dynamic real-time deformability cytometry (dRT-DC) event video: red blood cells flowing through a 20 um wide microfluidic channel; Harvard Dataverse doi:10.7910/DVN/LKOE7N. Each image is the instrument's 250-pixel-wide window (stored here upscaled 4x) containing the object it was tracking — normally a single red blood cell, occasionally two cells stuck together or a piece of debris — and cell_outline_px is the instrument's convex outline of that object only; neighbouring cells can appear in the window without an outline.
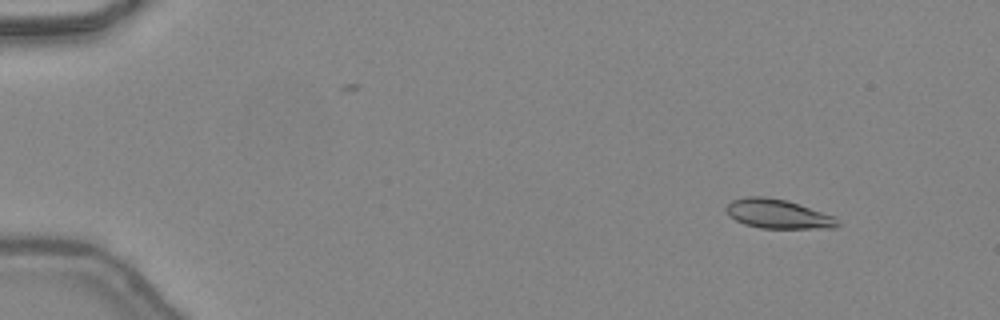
{"species": "common noctule bat (a hibernating species)", "species_latin": "Nyctalus noctula", "temperature_condition": "warm", "stored_images_in_passage": 36, "camera_frame_rate_fps": 3000, "um_per_image_px": 0.085, "animal": {"sex": "female", "body_mass_g": 24.6, "forearm_length_mm": 56.2}, "frame": {"image": 1, "passage_image": 2, "time_ms": 0.333, "image_size_px": [1000, 320], "cell_outline_px": [[840, 224], [836, 228], [760, 228], [744, 224], [728, 216], [724, 208], [732, 200], [748, 196], [764, 196], [784, 200], [836, 216]], "centroid_in_image_um": [66.11, 18.19], "position_along_channel_um": 18.9, "area_um2": 18.96}}
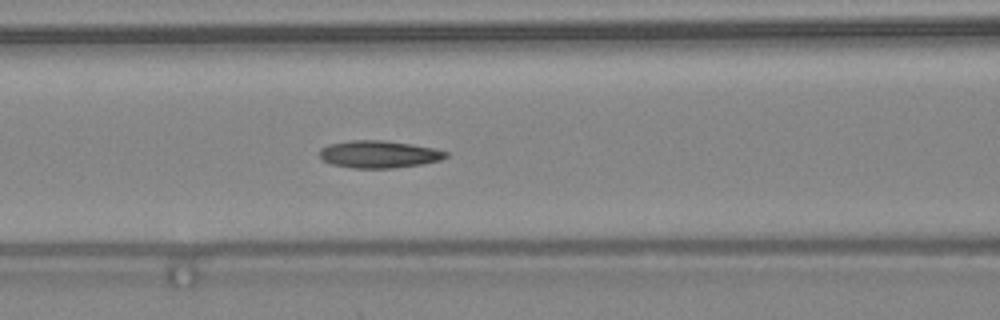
{"frame": {"image": 2, "passage_image": 18, "time_ms": 5.667, "image_size_px": [1000, 320], "cell_outline_px": [[448, 156], [440, 160], [420, 164], [392, 168], [352, 168], [332, 164], [320, 160], [320, 148], [328, 144], [352, 140], [384, 140], [412, 144], [432, 148], [448, 152]], "centroid_in_image_um": [32.17, 13.11], "position_along_channel_um": 134.4, "area_um2": 20.11}}
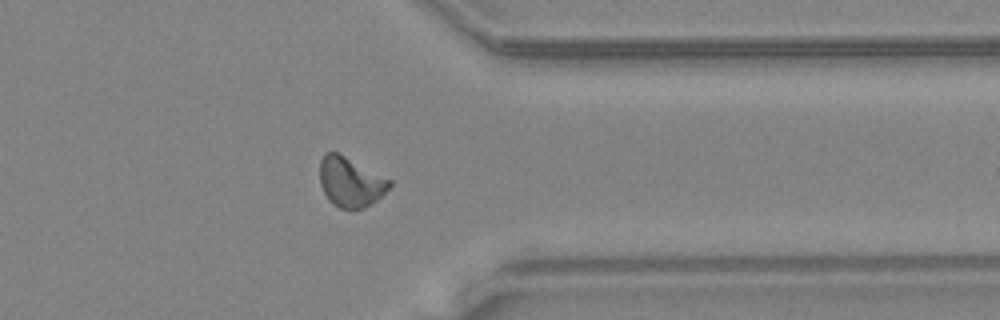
{"frame": {"image": 3, "passage_image": 35, "time_ms": 11.333, "image_size_px": [1000, 320], "cell_outline_px": [[392, 184], [376, 200], [364, 208], [340, 208], [332, 204], [328, 200], [320, 184], [320, 160], [324, 152], [340, 152], [392, 180]], "centroid_in_image_um": [29.77, 15.43], "position_along_channel_um": 381.6, "area_um2": 20.35}, "authors_computed_cell_mechanics": {"area_um2": 19.5364, "velocity_mm_per_s": 4.4474, "shape_relaxation_time_tau1_ms": null, "shape_relaxation_time_tau2_ms": 3.1162, "deformation_change_tau1": null, "deformation_change_tau2": 0.0994}}